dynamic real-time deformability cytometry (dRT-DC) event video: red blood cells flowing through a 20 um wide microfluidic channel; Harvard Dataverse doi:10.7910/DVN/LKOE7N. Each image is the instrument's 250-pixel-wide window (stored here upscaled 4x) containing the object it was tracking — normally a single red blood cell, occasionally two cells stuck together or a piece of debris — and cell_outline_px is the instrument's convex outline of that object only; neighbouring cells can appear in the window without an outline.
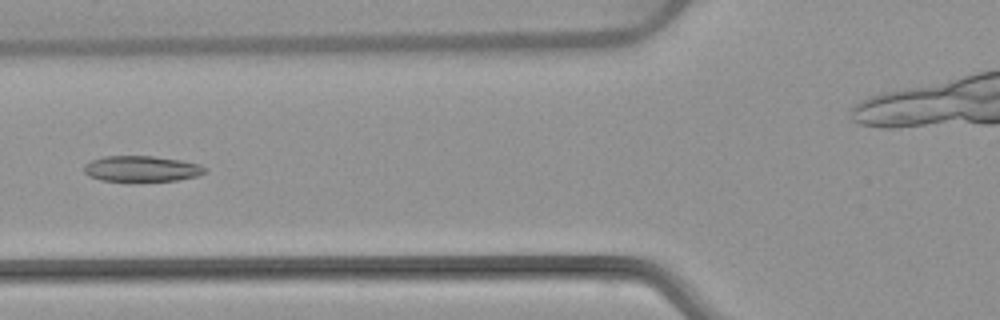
{"species": "common noctule bat (a hibernating species)", "species_latin": "Nyctalus noctula", "temperature_condition": "warm", "stored_images_in_passage": 6, "camera_frame_rate_fps": 3000, "um_per_image_px": 0.085, "animal": {"sex": "female", "body_mass_g": 22.7, "forearm_length_mm": 54.2}, "frame": {"image": 1, "passage_image": 6, "time_ms": 6.0, "image_size_px": [1000, 320], "cell_outline_px": [[208, 172], [196, 176], [176, 180], [100, 180], [88, 176], [84, 172], [84, 164], [92, 160], [104, 156], [152, 156], [180, 160], [200, 164], [208, 168]], "centroid_in_image_um": [12.05, 14.33], "position_along_channel_um": 113.7, "area_um2": 17.98}}